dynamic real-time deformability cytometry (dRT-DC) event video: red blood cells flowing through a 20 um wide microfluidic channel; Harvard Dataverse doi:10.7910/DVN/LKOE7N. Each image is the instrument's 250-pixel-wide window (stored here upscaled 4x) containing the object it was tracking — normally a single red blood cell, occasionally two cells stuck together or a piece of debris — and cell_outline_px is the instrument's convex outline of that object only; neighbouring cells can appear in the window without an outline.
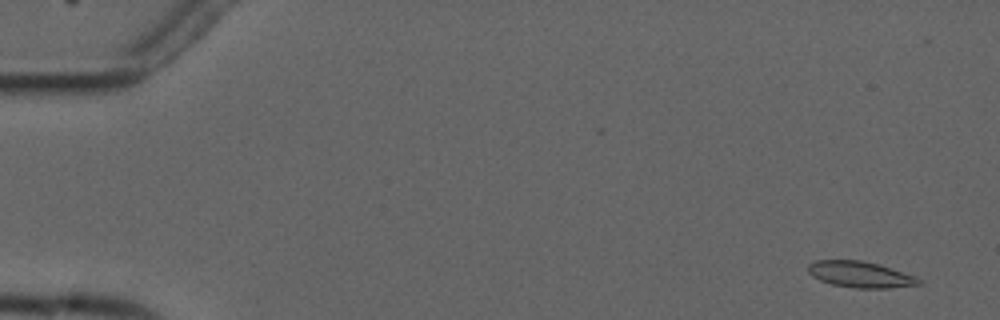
{"species": "common noctule bat (a hibernating species)", "species_latin": "Nyctalus noctula", "temperature_condition": "cold", "stored_images_in_passage": 5, "camera_frame_rate_fps": 3000, "um_per_image_px": 0.085, "animal": {"sex": "male", "forearm_length_mm": 52.5}, "frame": {"image": 1, "passage_image": 1, "time_ms": 0.0, "image_size_px": [1000, 320], "cell_outline_px": [[924, 284], [888, 288], [856, 288], [832, 284], [820, 280], [812, 276], [808, 272], [808, 264], [816, 260], [860, 260], [876, 264], [916, 276], [924, 280]], "centroid_in_image_um": [73.15, 23.34], "position_along_channel_um": 11.9, "area_um2": 16.82}}
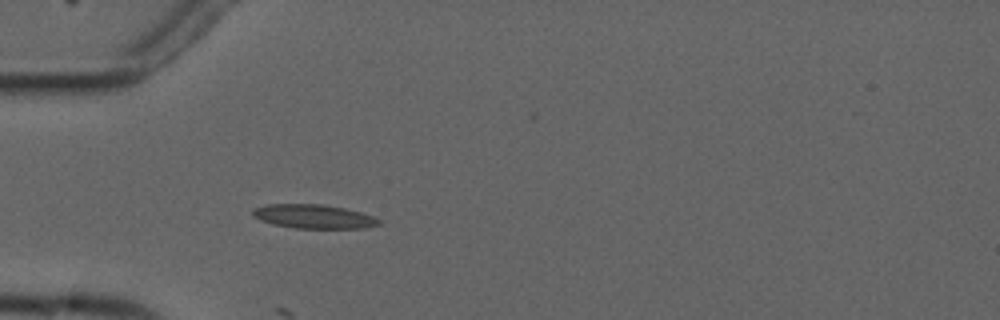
{"frame": {"image": 2, "passage_image": 5, "time_ms": 4.667, "image_size_px": [1000, 320], "cell_outline_px": [[380, 224], [364, 228], [296, 228], [276, 224], [260, 220], [252, 216], [252, 212], [256, 208], [268, 204], [320, 204], [344, 208], [360, 212], [372, 216], [380, 220]], "centroid_in_image_um": [26.67, 18.4], "position_along_channel_um": 58.3, "area_um2": 17.34}}